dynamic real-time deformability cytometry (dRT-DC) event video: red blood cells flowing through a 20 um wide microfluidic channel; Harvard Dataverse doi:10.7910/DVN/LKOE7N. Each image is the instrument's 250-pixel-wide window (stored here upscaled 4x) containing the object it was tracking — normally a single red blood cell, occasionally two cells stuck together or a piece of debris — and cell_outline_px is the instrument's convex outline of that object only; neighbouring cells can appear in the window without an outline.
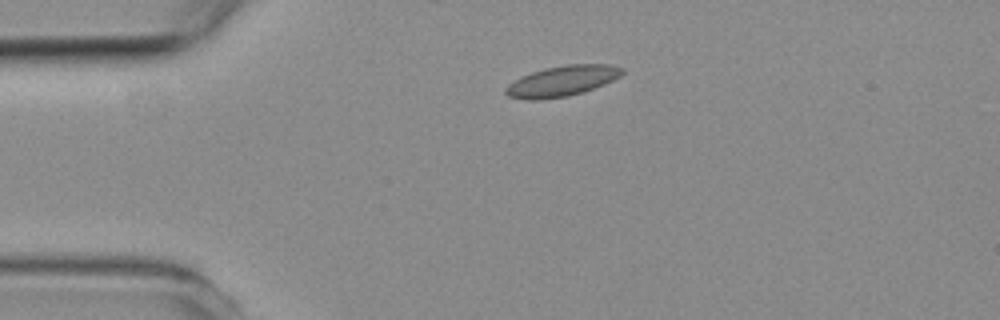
{"species": "common noctule bat (a hibernating species)", "species_latin": "Nyctalus noctula", "temperature_condition": "room temperature", "stored_images_in_passage": 2, "camera_frame_rate_fps": 3000, "um_per_image_px": 0.085, "animal": {"sex": "female", "body_mass_g": 19.3, "forearm_length_mm": 54.1}, "frame": {"image": 1, "passage_image": 1, "time_ms": 0.0, "image_size_px": [1000, 320], "cell_outline_px": [[624, 72], [620, 76], [604, 84], [568, 96], [536, 100], [532, 100], [508, 96], [504, 92], [504, 88], [508, 84], [532, 72], [544, 68], [568, 64], [608, 64], [624, 68]], "centroid_in_image_um": [47.78, 6.88], "position_along_channel_um": 37.2, "area_um2": 20.4}}
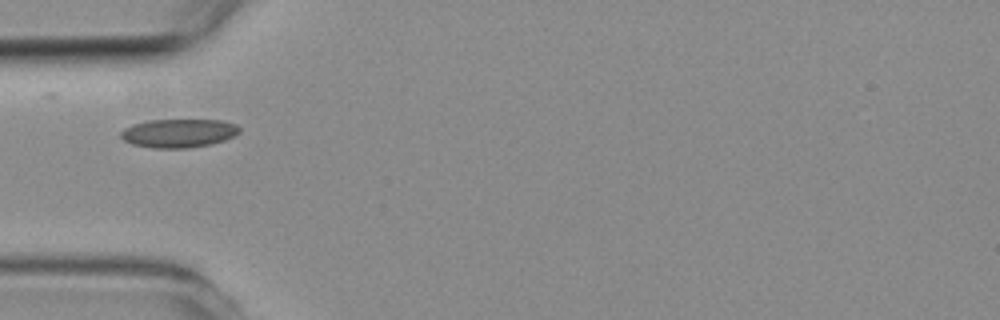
{"frame": {"image": 2, "passage_image": 2, "time_ms": 1.667, "image_size_px": [1000, 320], "cell_outline_px": [[240, 132], [224, 140], [208, 144], [188, 148], [152, 148], [132, 144], [124, 140], [120, 136], [120, 132], [124, 128], [132, 124], [148, 120], [224, 120], [236, 124], [240, 128]], "centroid_in_image_um": [15.16, 11.31], "position_along_channel_um": 69.8, "area_um2": 19.77}}